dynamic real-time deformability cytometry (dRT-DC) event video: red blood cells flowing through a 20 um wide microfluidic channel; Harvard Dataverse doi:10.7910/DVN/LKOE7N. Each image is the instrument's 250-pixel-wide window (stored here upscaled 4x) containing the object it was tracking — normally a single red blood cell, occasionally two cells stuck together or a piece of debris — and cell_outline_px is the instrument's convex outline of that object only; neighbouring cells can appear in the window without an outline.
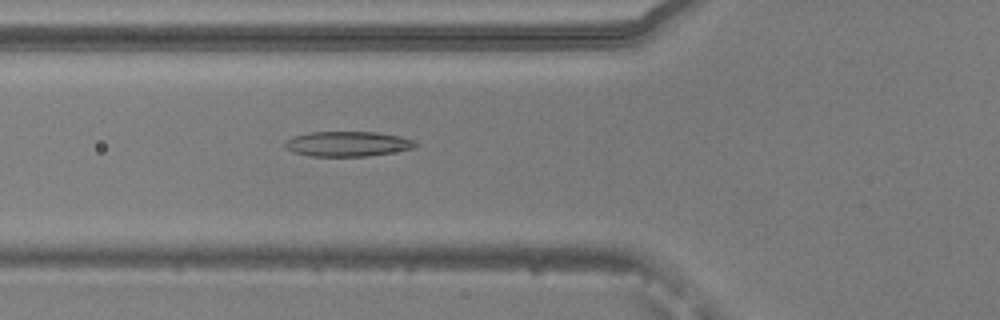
{"species": "common noctule bat (a hibernating species)", "species_latin": "Nyctalus noctula", "temperature_condition": "warm", "stored_images_in_passage": 52, "camera_frame_rate_fps": 3000, "um_per_image_px": 0.085, "animal": {"sex": "male", "body_mass_g": 20.5, "forearm_length_mm": 52.5}, "frame": {"image": 1, "passage_image": 20, "time_ms": 6.333, "image_size_px": [1000, 320], "cell_outline_px": [[416, 148], [368, 156], [312, 156], [296, 152], [284, 148], [284, 144], [292, 136], [308, 132], [376, 132], [400, 136], [416, 140]], "centroid_in_image_um": [29.57, 12.22], "position_along_channel_um": 96.2, "area_um2": 19.02}}
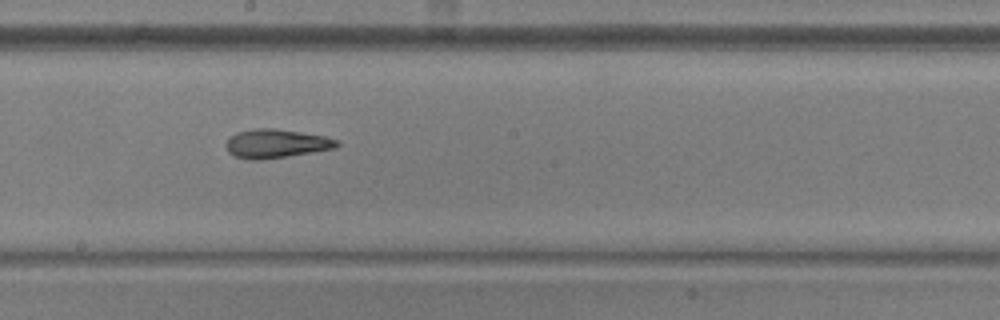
{"frame": {"image": 2, "passage_image": 30, "time_ms": 9.667, "image_size_px": [1000, 320], "cell_outline_px": [[340, 144], [336, 148], [288, 156], [260, 160], [252, 160], [236, 156], [228, 152], [224, 144], [236, 132], [256, 128], [276, 128], [324, 136], [340, 140]], "centroid_in_image_um": [23.48, 12.2], "position_along_channel_um": 224.7, "area_um2": 18.61}}
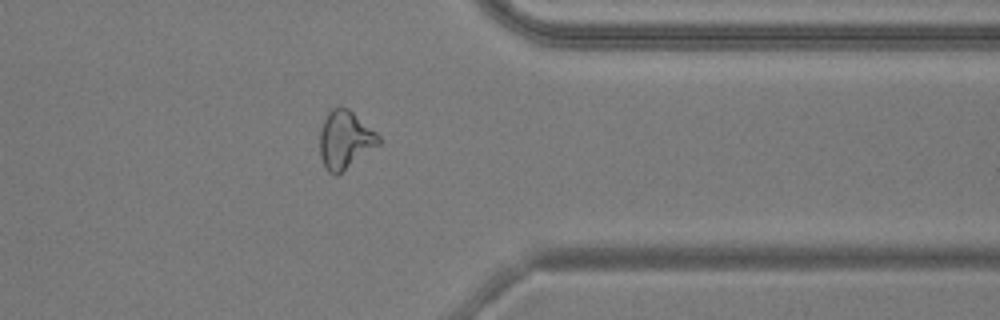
{"frame": {"image": 3, "passage_image": 43, "time_ms": 14.0, "image_size_px": [1000, 320], "cell_outline_px": [[380, 144], [336, 176], [328, 172], [320, 156], [320, 132], [324, 120], [328, 112], [332, 108], [340, 104], [348, 108], [376, 132], [380, 136]], "centroid_in_image_um": [29.32, 11.86], "position_along_channel_um": 382.1, "area_um2": 19.83}, "authors_computed_cell_mechanics": {"area_um2": 19.7387, "velocity_mm_per_s": 3.8275, "shape_relaxation_time_tau1_ms": null, "shape_relaxation_time_tau2_ms": 4.7418, "deformation_change_tau1": null, "deformation_change_tau2": 0.1546}}